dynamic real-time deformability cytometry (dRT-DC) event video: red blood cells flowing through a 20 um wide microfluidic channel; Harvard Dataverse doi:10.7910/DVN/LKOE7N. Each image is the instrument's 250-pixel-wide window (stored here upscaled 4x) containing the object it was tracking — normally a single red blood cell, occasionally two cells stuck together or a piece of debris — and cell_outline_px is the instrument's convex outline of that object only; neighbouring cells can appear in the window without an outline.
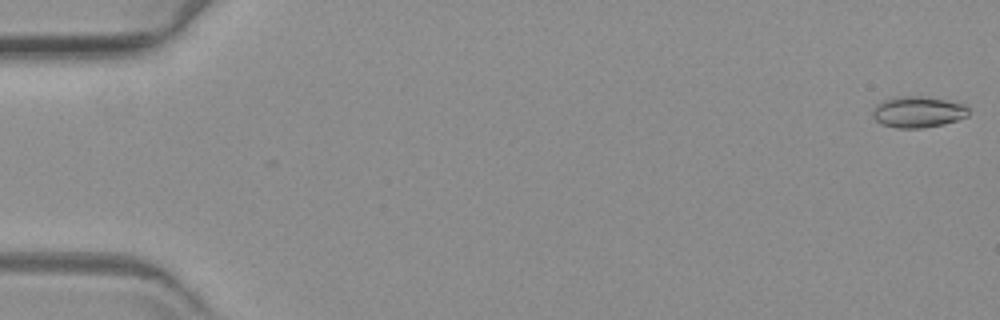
{"species": "common noctule bat (a hibernating species)", "species_latin": "Nyctalus noctula", "temperature_condition": "warm", "stored_images_in_passage": 15, "camera_frame_rate_fps": 3000, "um_per_image_px": 0.085, "animal": {"sex": "female", "body_mass_g": 19.3, "forearm_length_mm": 54.1}, "frame": {"image": 1, "passage_image": 1, "time_ms": 0.0, "image_size_px": [1000, 320], "cell_outline_px": [[968, 116], [944, 124], [924, 128], [896, 128], [880, 124], [872, 116], [872, 108], [876, 104], [892, 96], [920, 96], [944, 100], [964, 104], [968, 108]], "centroid_in_image_um": [77.97, 9.52], "position_along_channel_um": 7.0, "area_um2": 17.57}}